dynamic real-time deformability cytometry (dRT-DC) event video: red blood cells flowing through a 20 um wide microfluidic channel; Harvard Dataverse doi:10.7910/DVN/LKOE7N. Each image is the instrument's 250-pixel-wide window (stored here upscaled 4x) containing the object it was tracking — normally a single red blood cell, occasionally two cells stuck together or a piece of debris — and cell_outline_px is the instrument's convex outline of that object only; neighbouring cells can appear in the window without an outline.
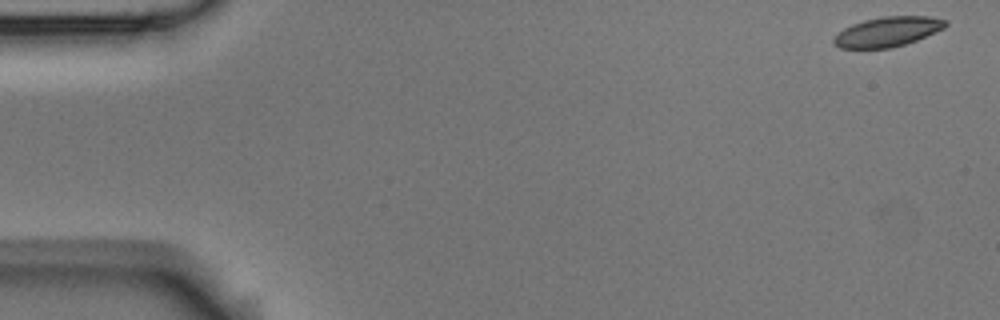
{"species": "Egyptian fruit bat (a non-hibernating species)", "species_latin": "Rousettus aegyptiacus", "temperature_condition": "room temperature", "stored_images_in_passage": 3, "camera_frame_rate_fps": 3000, "um_per_image_px": 0.085, "animal": {"sex": "male"}, "frame": {"image": 1, "passage_image": 1, "time_ms": 0.0, "image_size_px": [1000, 320], "cell_outline_px": [[948, 24], [944, 28], [916, 40], [892, 48], [840, 48], [832, 44], [832, 40], [844, 28], [852, 24], [864, 20], [884, 16], [932, 16], [948, 20]], "centroid_in_image_um": [75.46, 2.69], "position_along_channel_um": 9.5, "area_um2": 19.36}}